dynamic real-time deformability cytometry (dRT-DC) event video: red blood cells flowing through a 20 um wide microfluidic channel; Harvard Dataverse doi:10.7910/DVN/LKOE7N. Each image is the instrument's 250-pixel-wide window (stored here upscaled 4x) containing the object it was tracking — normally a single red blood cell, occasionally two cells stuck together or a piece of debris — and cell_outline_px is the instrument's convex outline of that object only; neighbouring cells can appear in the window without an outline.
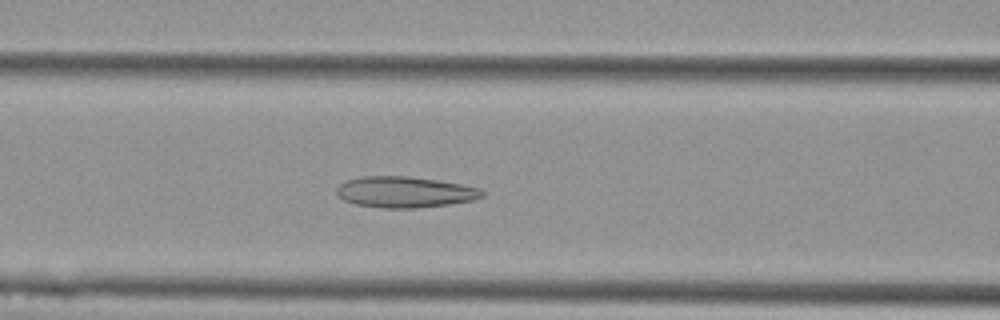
{"species": "Egyptian fruit bat (a non-hibernating species)", "species_latin": "Rousettus aegyptiacus", "temperature_condition": "cold", "stored_images_in_passage": 49, "camera_frame_rate_fps": 3000, "um_per_image_px": 0.085, "animal": {"sex": "female"}, "frame": {"image": 1, "passage_image": 18, "time_ms": 5.667, "image_size_px": [1000, 320], "cell_outline_px": [[484, 196], [472, 200], [448, 204], [416, 208], [384, 208], [356, 204], [344, 200], [336, 192], [336, 188], [344, 180], [360, 176], [408, 176], [436, 180], [460, 184], [480, 188], [484, 192]], "centroid_in_image_um": [34.38, 16.32], "position_along_channel_um": 132.2, "area_um2": 26.24}}
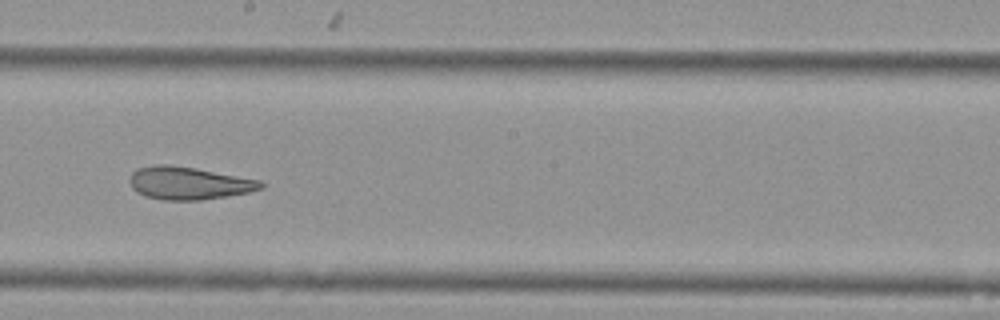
{"frame": {"image": 2, "passage_image": 26, "time_ms": 8.333, "image_size_px": [1000, 320], "cell_outline_px": [[264, 188], [248, 192], [200, 200], [164, 200], [144, 196], [136, 192], [132, 188], [128, 180], [132, 172], [136, 168], [152, 164], [172, 164], [196, 168], [260, 180], [264, 184]], "centroid_in_image_um": [15.98, 15.55], "position_along_channel_um": 232.2, "area_um2": 25.2}}
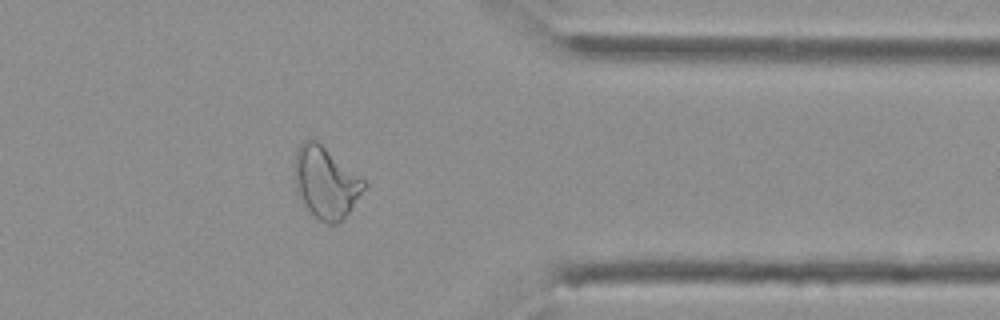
{"frame": {"image": 3, "passage_image": 39, "time_ms": 12.667, "image_size_px": [1000, 320], "cell_outline_px": [[368, 188], [344, 220], [336, 224], [328, 224], [320, 220], [304, 204], [296, 192], [296, 152], [300, 144], [308, 136], [316, 140], [360, 176], [368, 184]], "centroid_in_image_um": [27.75, 15.53], "position_along_channel_um": 383.7, "area_um2": 28.96}, "authors_computed_cell_mechanics": {"area_um2": 29.0156, "velocity_mm_per_s": 3.7687, "shape_relaxation_time_tau1_ms": null, "shape_relaxation_time_tau2_ms": 2.7231, "deformation_change_tau1": null, "deformation_change_tau2": 0.1082}}